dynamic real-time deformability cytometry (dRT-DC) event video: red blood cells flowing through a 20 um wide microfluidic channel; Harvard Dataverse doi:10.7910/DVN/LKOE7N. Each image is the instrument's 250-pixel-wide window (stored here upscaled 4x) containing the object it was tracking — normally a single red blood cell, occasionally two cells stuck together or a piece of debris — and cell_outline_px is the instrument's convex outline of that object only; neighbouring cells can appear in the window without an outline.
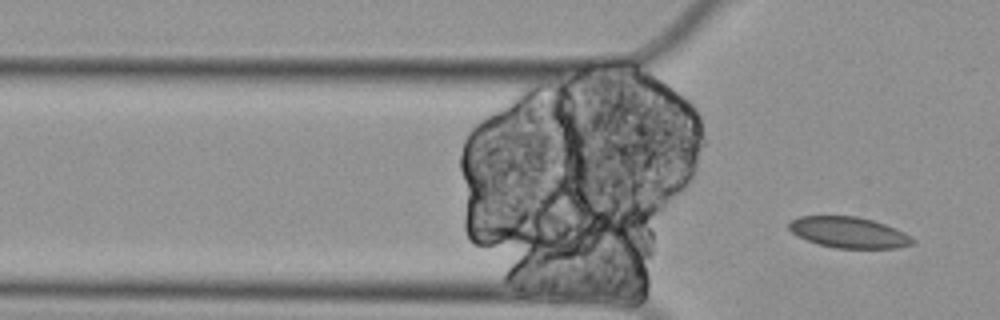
{"species": "Egyptian fruit bat (a non-hibernating species)", "species_latin": "Rousettus aegyptiacus", "temperature_condition": "cold", "stored_images_in_passage": 3, "segment_of_instrument_passage": [2, 2], "camera_frame_rate_fps": 3000, "um_per_image_px": 0.085, "animal": {"sex": "female"}, "frame": {"image": 1, "passage_image": 3, "time_ms": 0.667, "image_size_px": [1000, 320], "cell_outline_px": [[916, 244], [896, 248], [836, 248], [816, 244], [796, 236], [788, 228], [788, 224], [792, 220], [800, 216], [856, 216], [872, 220], [884, 224], [904, 232], [912, 236], [916, 240]], "centroid_in_image_um": [72.16, 19.77], "position_along_channel_um": 53.6, "area_um2": 22.48}}